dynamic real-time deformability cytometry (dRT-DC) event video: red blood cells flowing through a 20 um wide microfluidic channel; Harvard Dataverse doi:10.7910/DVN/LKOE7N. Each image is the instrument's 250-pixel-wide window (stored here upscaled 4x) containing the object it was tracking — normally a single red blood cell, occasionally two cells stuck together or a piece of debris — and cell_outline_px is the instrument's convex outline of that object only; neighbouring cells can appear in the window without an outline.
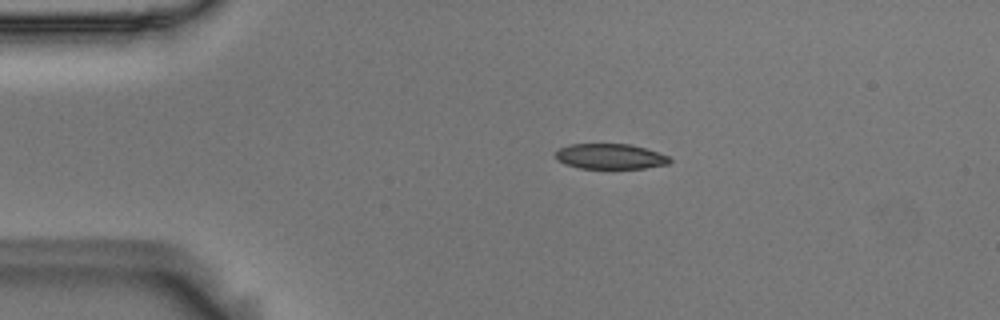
{"species": "Egyptian fruit bat (a non-hibernating species)", "species_latin": "Rousettus aegyptiacus", "temperature_condition": "room temperature", "stored_images_in_passage": 44, "camera_frame_rate_fps": 3000, "um_per_image_px": 0.085, "animal": {"sex": "male"}, "frame": {"image": 1, "passage_image": 1, "time_ms": 0.0, "image_size_px": [1000, 320], "cell_outline_px": [[672, 160], [668, 164], [644, 168], [580, 168], [564, 164], [556, 160], [556, 152], [560, 148], [572, 144], [632, 144], [668, 156]], "centroid_in_image_um": [51.85, 13.3], "position_along_channel_um": 33.1, "area_um2": 16.7}}
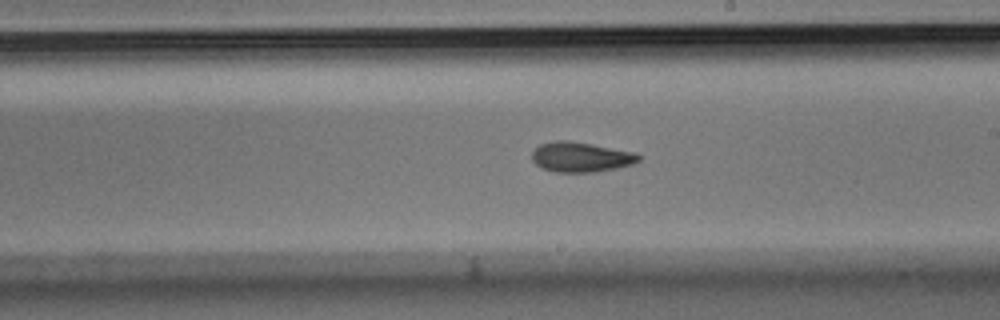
{"frame": {"image": 2, "passage_image": 21, "time_ms": 6.667, "image_size_px": [1000, 320], "cell_outline_px": [[640, 160], [632, 164], [616, 168], [596, 172], [556, 172], [544, 168], [536, 164], [532, 160], [532, 152], [540, 144], [556, 140], [568, 140], [592, 144], [636, 152], [640, 156]], "centroid_in_image_um": [49.38, 13.34], "position_along_channel_um": 239.6, "area_um2": 18.61}}
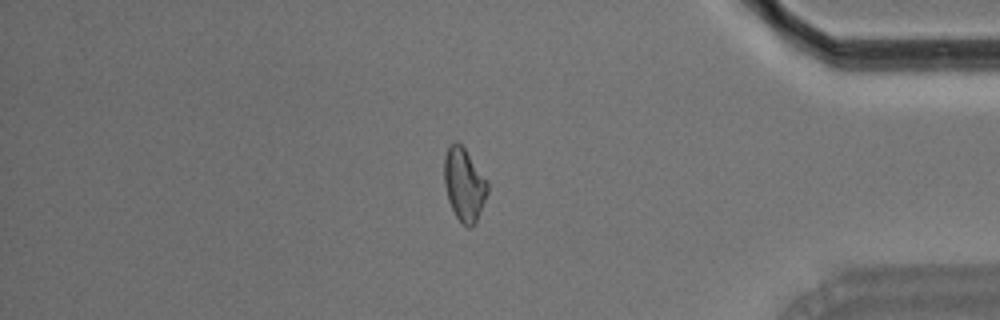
{"frame": {"image": 3, "passage_image": 36, "time_ms": 11.667, "image_size_px": [1000, 320], "cell_outline_px": [[488, 192], [476, 220], [472, 228], [468, 228], [456, 216], [448, 200], [444, 184], [444, 156], [448, 144], [452, 140], [456, 140], [464, 148], [488, 180]], "centroid_in_image_um": [39.44, 15.63], "position_along_channel_um": 395.8, "area_um2": 18.5}, "authors_computed_cell_mechanics": {"area_um2": 18.4382, "velocity_mm_per_s": 3.7158, "shape_relaxation_time_tau1_ms": 6.2049, "shape_relaxation_time_tau2_ms": 4.8601, "deformation_change_tau1": 0.1553, "deformation_change_tau2": 0.1186}}